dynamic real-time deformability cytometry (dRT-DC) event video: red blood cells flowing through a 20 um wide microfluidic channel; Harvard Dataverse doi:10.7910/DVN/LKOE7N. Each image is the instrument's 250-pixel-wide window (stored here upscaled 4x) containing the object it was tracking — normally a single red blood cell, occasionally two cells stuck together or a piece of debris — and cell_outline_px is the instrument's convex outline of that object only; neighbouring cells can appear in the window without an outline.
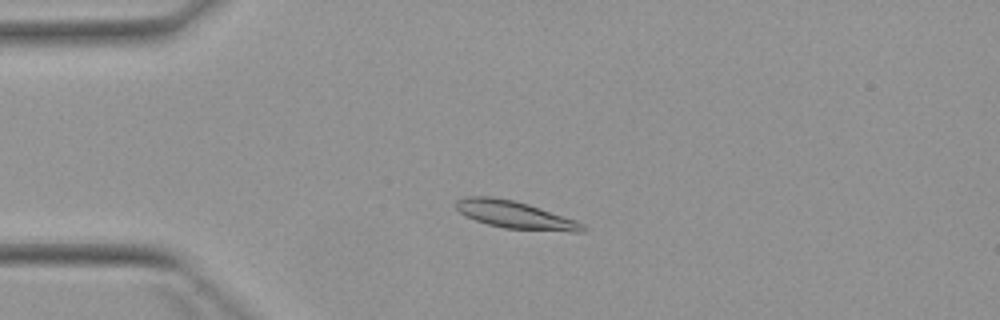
{"species": "Egyptian fruit bat (a non-hibernating species)", "species_latin": "Rousettus aegyptiacus", "temperature_condition": "warm", "stored_images_in_passage": 4, "camera_frame_rate_fps": 3000, "um_per_image_px": 0.085, "animal": {"sex": "female"}, "frame": {"image": 1, "passage_image": 3, "time_ms": 2.667, "image_size_px": [1000, 320], "cell_outline_px": [[588, 228], [584, 232], [572, 232], [504, 228], [488, 224], [464, 216], [452, 204], [456, 200], [468, 196], [492, 196], [512, 200], [528, 204], [576, 220], [584, 224]], "centroid_in_image_um": [43.78, 18.26], "position_along_channel_um": 41.2, "area_um2": 20.4}}